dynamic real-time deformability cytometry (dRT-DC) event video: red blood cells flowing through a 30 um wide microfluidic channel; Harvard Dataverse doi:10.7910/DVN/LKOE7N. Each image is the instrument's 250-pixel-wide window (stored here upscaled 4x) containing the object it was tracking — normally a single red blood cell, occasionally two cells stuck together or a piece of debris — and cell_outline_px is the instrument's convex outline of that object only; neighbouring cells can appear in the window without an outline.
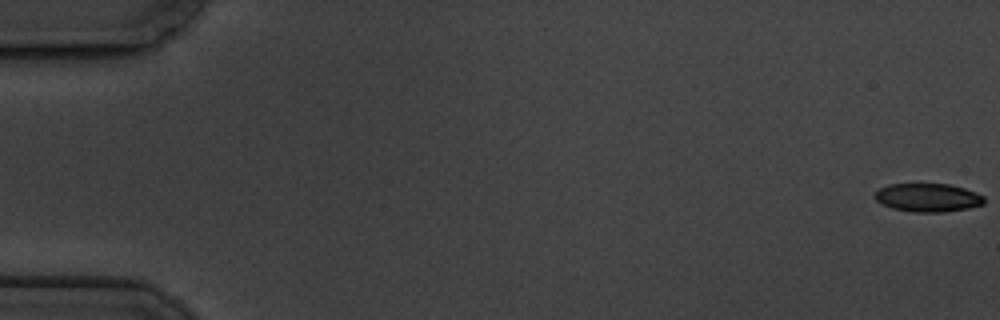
{"species": "common noctule bat (a hibernating species)", "species_latin": "Nyctalus noctula", "temperature_condition": "cold", "stored_images_in_passage": 5, "camera_frame_rate_fps": 3000, "um_per_image_px": 0.085, "animal": {"sex": "male", "body_mass_g": 19.5, "forearm_length_mm": 54.6}, "frame": {"image": 1, "passage_image": 1, "time_ms": 0.0, "image_size_px": [1000, 320], "cell_outline_px": [[984, 204], [968, 208], [944, 212], [912, 212], [892, 208], [880, 204], [872, 196], [880, 188], [888, 184], [948, 184], [964, 188], [976, 192], [984, 196]], "centroid_in_image_um": [78.84, 16.8], "position_along_channel_um": 6.2, "area_um2": 18.21}}
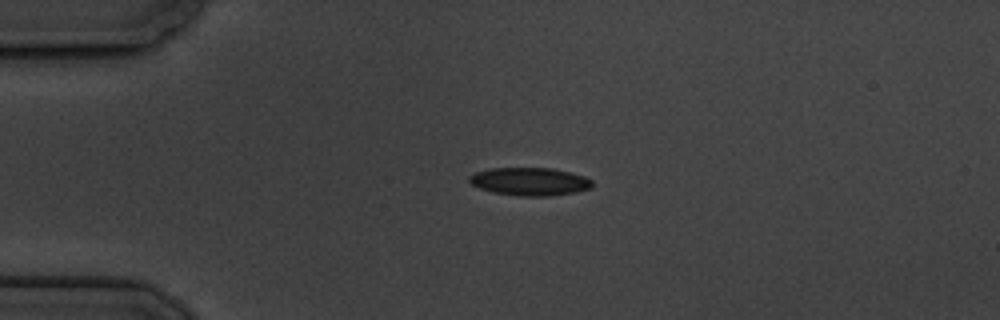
{"frame": {"image": 2, "passage_image": 4, "time_ms": 4.667, "image_size_px": [1000, 320], "cell_outline_px": [[592, 188], [576, 192], [552, 196], [520, 196], [492, 192], [480, 188], [472, 184], [468, 180], [468, 176], [476, 172], [488, 168], [552, 168], [584, 176], [592, 180]], "centroid_in_image_um": [45.03, 15.43], "position_along_channel_um": 40.0, "area_um2": 20.11}}